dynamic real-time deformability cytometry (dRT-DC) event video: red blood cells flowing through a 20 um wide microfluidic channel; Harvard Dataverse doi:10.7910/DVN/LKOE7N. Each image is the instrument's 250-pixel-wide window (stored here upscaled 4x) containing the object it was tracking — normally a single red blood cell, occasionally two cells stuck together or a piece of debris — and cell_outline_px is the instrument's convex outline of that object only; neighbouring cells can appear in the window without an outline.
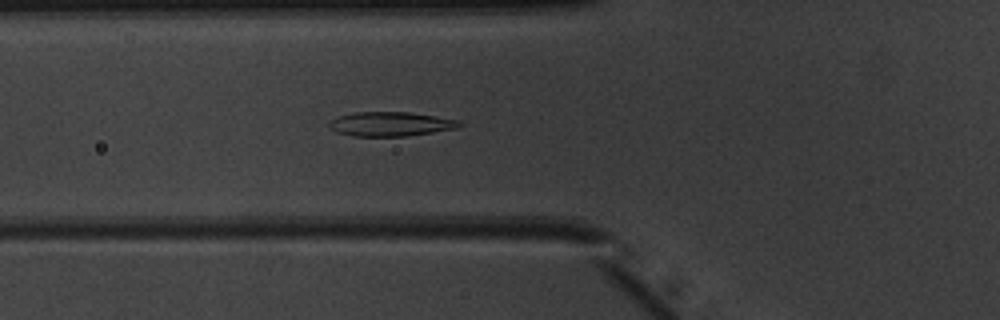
{"species": "common noctule bat (a hibernating species)", "species_latin": "Nyctalus noctula", "temperature_condition": "warm", "stored_images_in_passage": 51, "camera_frame_rate_fps": 3000, "um_per_image_px": 0.085, "animal": {"sex": "male", "body_mass_g": 20.1, "forearm_length_mm": 53.5}, "frame": {"image": 1, "passage_image": 19, "time_ms": 6.0, "image_size_px": [1000, 320], "cell_outline_px": [[464, 124], [456, 128], [432, 132], [404, 136], [352, 136], [336, 132], [328, 128], [328, 124], [332, 120], [340, 116], [356, 112], [408, 112], [436, 116], [460, 120]], "centroid_in_image_um": [33.2, 10.54], "position_along_channel_um": 92.6, "area_um2": 18.38}}
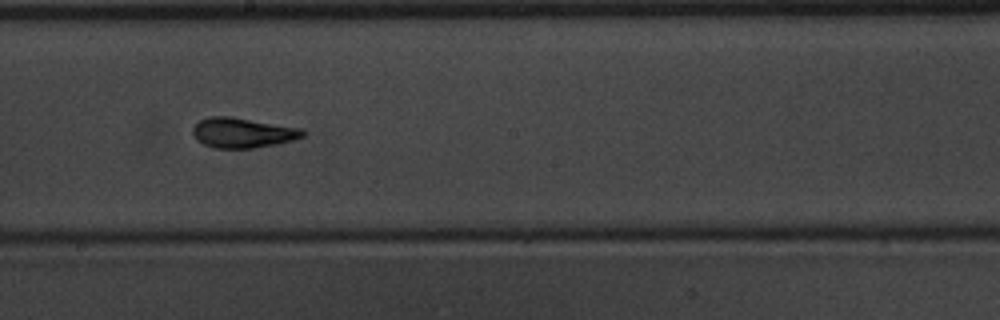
{"frame": {"image": 2, "passage_image": 29, "time_ms": 9.333, "image_size_px": [1000, 320], "cell_outline_px": [[308, 132], [304, 136], [292, 140], [276, 144], [252, 148], [212, 148], [196, 140], [192, 132], [192, 128], [200, 120], [208, 116], [228, 116], [304, 128]], "centroid_in_image_um": [20.64, 11.28], "position_along_channel_um": 227.6, "area_um2": 19.42}}
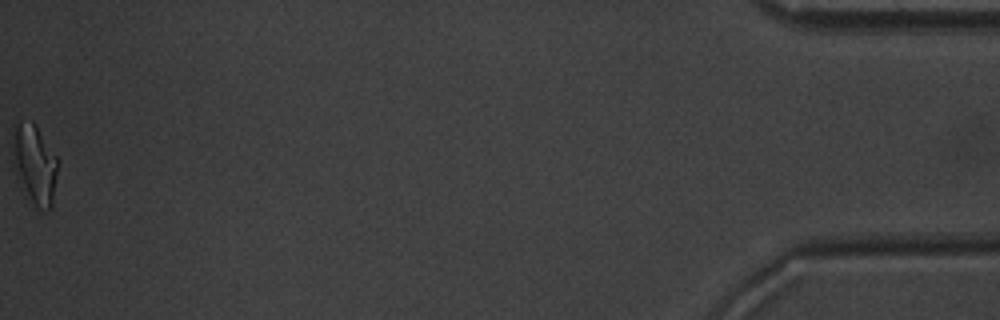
{"frame": {"image": 3, "passage_image": 51, "time_ms": 16.667, "image_size_px": [1000, 320], "cell_outline_px": [[60, 160], [52, 208], [36, 208], [16, 176], [16, 128], [20, 124], [32, 120]], "centroid_in_image_um": [3.07, 14.04], "position_along_channel_um": 432.1, "area_um2": 19.88}, "authors_computed_cell_mechanics": {"area_um2": 18.9006, "velocity_mm_per_s": 4.0324, "shape_relaxation_time_tau1_ms": 4.7233, "shape_relaxation_time_tau2_ms": 1.8653, "deformation_change_tau1": 0.1787, "deformation_change_tau2": 0.0776}}